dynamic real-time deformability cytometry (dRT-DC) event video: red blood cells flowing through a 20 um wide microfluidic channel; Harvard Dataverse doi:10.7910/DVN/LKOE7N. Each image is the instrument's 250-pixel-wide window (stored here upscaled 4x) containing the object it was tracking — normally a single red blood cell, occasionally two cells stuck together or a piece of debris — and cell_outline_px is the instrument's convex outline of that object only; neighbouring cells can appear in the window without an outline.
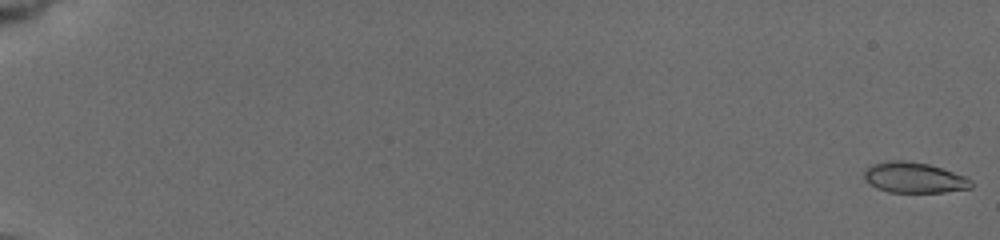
{"species": "common noctule bat (a hibernating species)", "species_latin": "Nyctalus noctula", "temperature_condition": "cold", "stored_images_in_passage": 19, "camera_frame_rate_fps": 3000, "um_per_image_px": 0.085, "animal": {"sex": "female", "body_mass_g": 19.5, "forearm_length_mm": 54.1}, "frame": {"image": 1, "passage_image": 1, "time_ms": 0.0, "image_size_px": [1000, 240], "cell_outline_px": [[972, 188], [944, 192], [888, 192], [876, 188], [864, 180], [864, 172], [872, 164], [892, 160], [904, 160], [928, 164], [968, 176], [972, 180]], "centroid_in_image_um": [77.73, 15.1], "position_along_channel_um": 7.3, "area_um2": 19.19}}
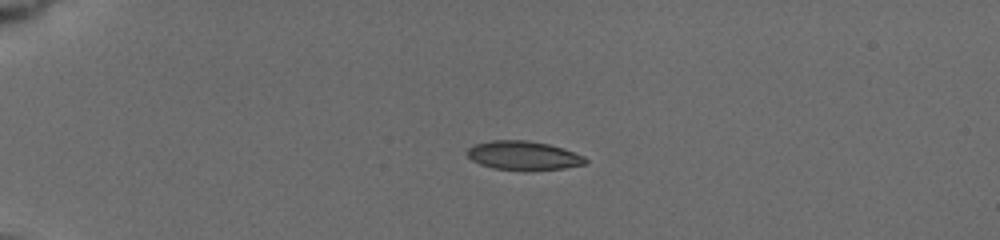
{"frame": {"image": 2, "passage_image": 12, "time_ms": 5.0, "image_size_px": [1000, 240], "cell_outline_px": [[588, 160], [584, 164], [564, 168], [524, 172], [492, 168], [480, 164], [472, 160], [468, 156], [468, 148], [476, 144], [492, 140], [528, 140], [548, 144], [564, 148], [584, 156]], "centroid_in_image_um": [44.51, 13.24], "position_along_channel_um": 40.5, "area_um2": 20.23}}
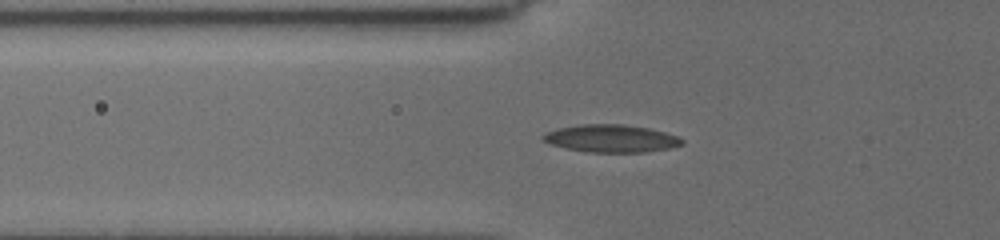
{"frame": {"image": 3, "passage_image": 17, "time_ms": 7.333, "image_size_px": [1000, 240], "cell_outline_px": [[684, 144], [668, 148], [644, 152], [584, 152], [552, 144], [544, 140], [540, 136], [544, 132], [560, 128], [580, 124], [624, 124], [648, 128], [664, 132], [676, 136], [684, 140]], "centroid_in_image_um": [51.94, 11.76], "position_along_channel_um": 73.9, "area_um2": 22.2}}